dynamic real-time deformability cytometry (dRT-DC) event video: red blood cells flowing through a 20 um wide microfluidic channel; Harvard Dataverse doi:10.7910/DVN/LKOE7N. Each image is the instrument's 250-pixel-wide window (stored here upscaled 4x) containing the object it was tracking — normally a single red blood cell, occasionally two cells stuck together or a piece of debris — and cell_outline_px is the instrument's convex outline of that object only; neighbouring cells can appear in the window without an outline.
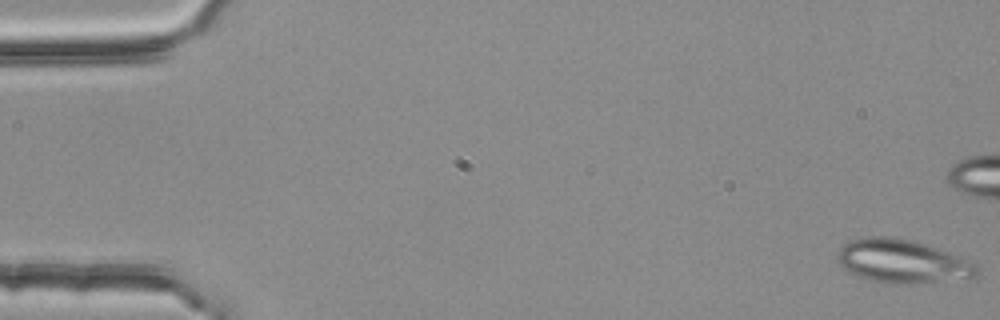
{"species": "common noctule bat (a hibernating species)", "species_latin": "Nyctalus noctula", "temperature_condition": "room temperature", "stored_images_in_passage": 54, "camera_frame_rate_fps": 3000, "um_per_image_px": 0.085, "animal": {"sex": "female", "body_mass_g": 25.1}, "frame": {"image": 1, "passage_image": 1, "time_ms": 0.0, "image_size_px": [1000, 320], "cell_outline_px": [[980, 272], [976, 276], [916, 284], [908, 284], [872, 280], [848, 272], [836, 260], [836, 252], [844, 244], [852, 240], [868, 236], [888, 236], [908, 240], [960, 256], [976, 264], [980, 268]], "centroid_in_image_um": [76.67, 22.21], "position_along_channel_um": 8.3, "area_um2": 34.74}}
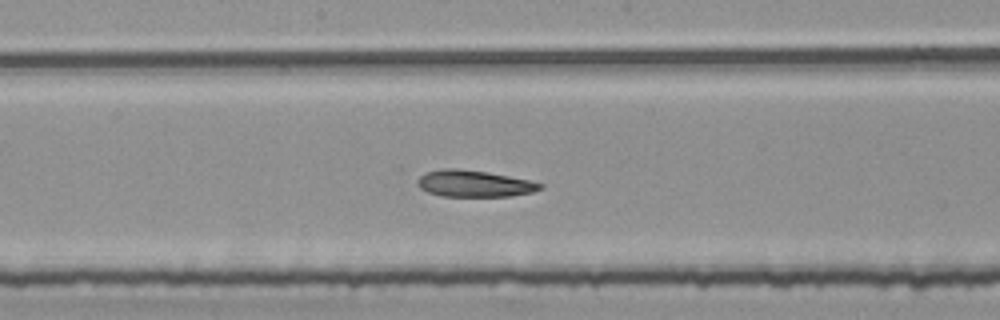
{"frame": {"image": 2, "passage_image": 29, "time_ms": 9.333, "image_size_px": [1000, 320], "cell_outline_px": [[544, 188], [532, 192], [508, 196], [440, 196], [428, 192], [420, 188], [416, 184], [416, 180], [420, 176], [428, 172], [444, 168], [456, 168], [488, 172], [528, 180], [544, 184]], "centroid_in_image_um": [40.29, 15.61], "position_along_channel_um": 207.9, "area_um2": 18.96}}
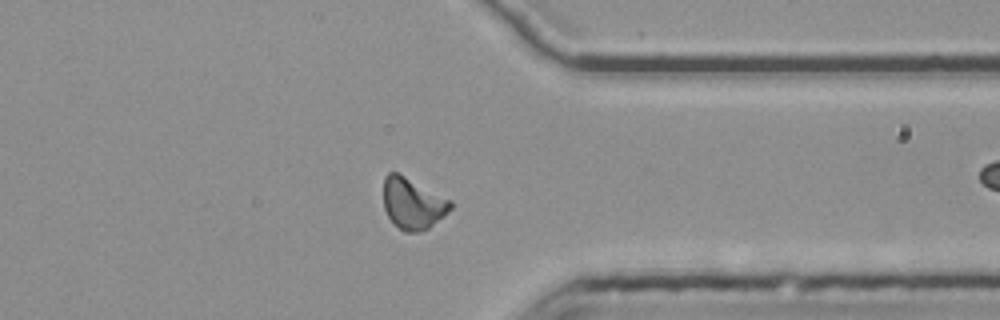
{"frame": {"image": 3, "passage_image": 43, "time_ms": 14.0, "image_size_px": [1000, 320], "cell_outline_px": [[452, 208], [444, 216], [428, 228], [420, 232], [408, 232], [400, 228], [388, 216], [384, 208], [384, 176], [388, 172], [396, 172], [452, 200]], "centroid_in_image_um": [35.09, 17.29], "position_along_channel_um": 376.3, "area_um2": 19.77}, "authors_computed_cell_mechanics": {"area_um2": 19.7676, "velocity_mm_per_s": 3.7512, "shape_relaxation_time_tau1_ms": 7.3317, "shape_relaxation_time_tau2_ms": 4.5507, "deformation_change_tau1": 0.1679, "deformation_change_tau2": 0.1207}}